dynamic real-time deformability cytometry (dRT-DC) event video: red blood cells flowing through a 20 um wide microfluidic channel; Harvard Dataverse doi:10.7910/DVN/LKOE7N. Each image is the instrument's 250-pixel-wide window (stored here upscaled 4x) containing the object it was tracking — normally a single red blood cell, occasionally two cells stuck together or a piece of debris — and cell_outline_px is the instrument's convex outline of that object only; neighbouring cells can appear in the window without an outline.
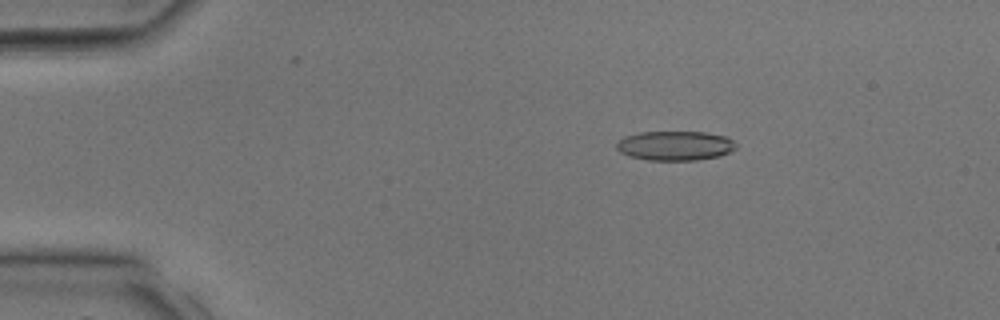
{"species": "common noctule bat (a hibernating species)", "species_latin": "Nyctalus noctula", "temperature_condition": "room temperature", "stored_images_in_passage": 28, "camera_frame_rate_fps": 3000, "um_per_image_px": 0.085, "animal": {"sex": "male", "body_mass_g": 17.9, "forearm_length_mm": 54.2}, "frame": {"image": 1, "passage_image": 1, "time_ms": 0.0, "image_size_px": [1000, 320], "cell_outline_px": [[736, 148], [720, 156], [696, 160], [648, 160], [628, 156], [620, 152], [616, 148], [616, 144], [624, 136], [640, 132], [704, 132], [724, 136], [732, 140], [736, 144]], "centroid_in_image_um": [57.36, 12.39], "position_along_channel_um": 27.6, "area_um2": 20.46}}
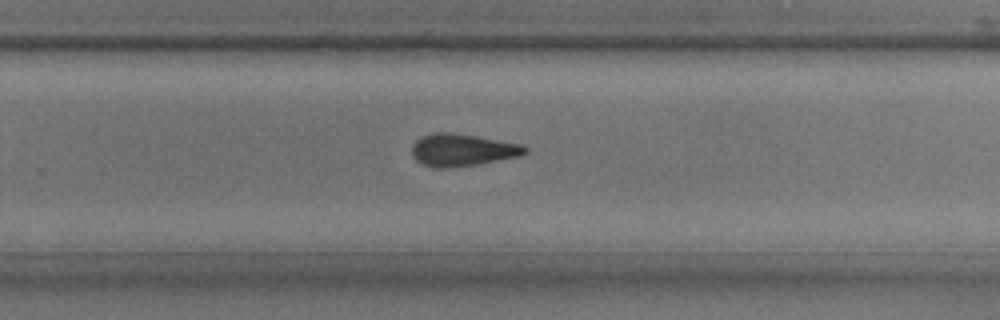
{"frame": {"image": 2, "passage_image": 17, "time_ms": 5.333, "image_size_px": [1000, 320], "cell_outline_px": [[528, 152], [520, 156], [476, 164], [448, 168], [436, 168], [424, 164], [416, 160], [412, 156], [412, 144], [420, 136], [436, 132], [448, 132], [476, 136], [524, 144], [528, 148]], "centroid_in_image_um": [39.3, 12.74], "position_along_channel_um": 290.5, "area_um2": 21.33}}
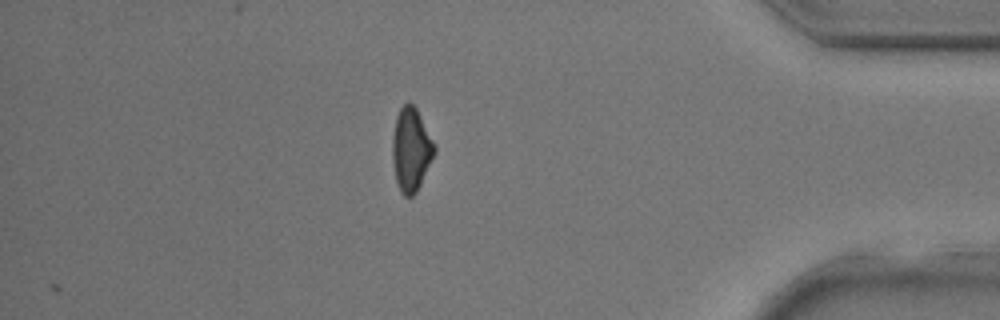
{"frame": {"image": 3, "passage_image": 24, "time_ms": 7.667, "image_size_px": [1000, 320], "cell_outline_px": [[436, 152], [416, 192], [412, 196], [404, 196], [400, 192], [396, 180], [392, 160], [392, 136], [396, 116], [400, 108], [408, 100], [416, 108], [436, 144]], "centroid_in_image_um": [34.94, 12.69], "position_along_channel_um": 400.3, "area_um2": 20.58}}